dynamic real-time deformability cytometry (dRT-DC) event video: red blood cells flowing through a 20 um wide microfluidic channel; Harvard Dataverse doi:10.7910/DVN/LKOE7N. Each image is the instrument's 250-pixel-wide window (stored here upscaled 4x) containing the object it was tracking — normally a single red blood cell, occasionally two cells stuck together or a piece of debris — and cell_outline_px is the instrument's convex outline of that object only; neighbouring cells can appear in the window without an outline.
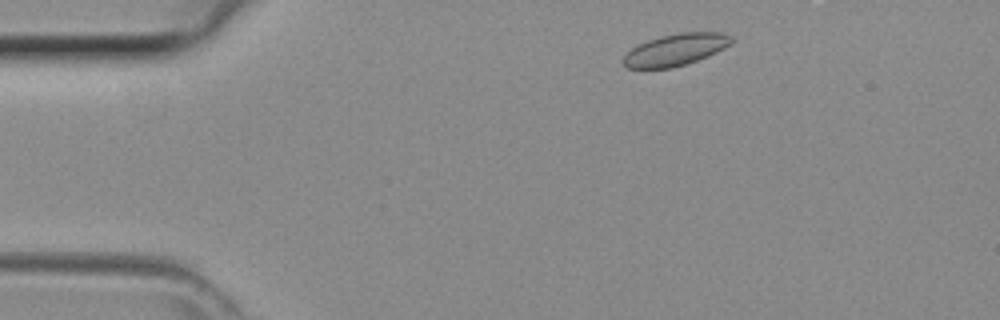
{"species": "common noctule bat (a hibernating species)", "species_latin": "Nyctalus noctula", "temperature_condition": "room temperature", "stored_images_in_passage": 9, "camera_frame_rate_fps": 3000, "um_per_image_px": 0.085, "animal": {"sex": "female", "body_mass_g": 29.2, "forearm_length_mm": 56.3}, "frame": {"image": 1, "passage_image": 3, "time_ms": 0.667, "image_size_px": [1000, 320], "cell_outline_px": [[736, 40], [732, 44], [708, 56], [672, 68], [628, 68], [620, 60], [632, 48], [648, 40], [660, 36], [680, 32], [724, 32], [732, 36]], "centroid_in_image_um": [57.47, 4.21], "position_along_channel_um": 27.5, "area_um2": 20.11}}